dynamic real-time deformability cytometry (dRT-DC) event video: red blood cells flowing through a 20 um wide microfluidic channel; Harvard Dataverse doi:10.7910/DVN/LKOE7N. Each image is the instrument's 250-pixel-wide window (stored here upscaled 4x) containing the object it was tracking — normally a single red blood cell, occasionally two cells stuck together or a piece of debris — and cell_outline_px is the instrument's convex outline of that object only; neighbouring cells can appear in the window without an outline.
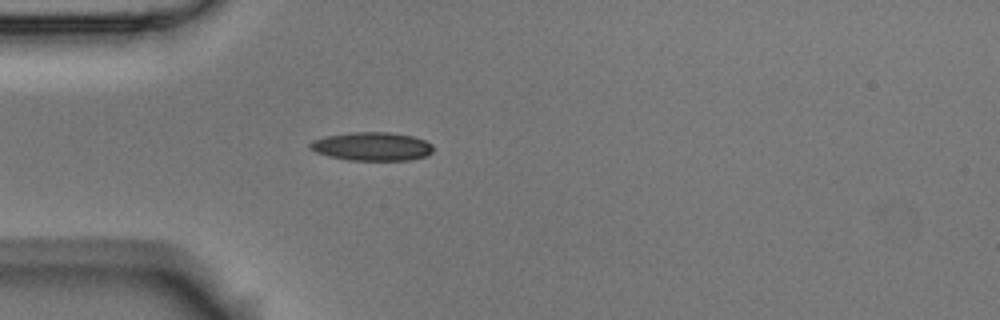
{"species": "Egyptian fruit bat (a non-hibernating species)", "species_latin": "Rousettus aegyptiacus", "temperature_condition": "room temperature", "stored_images_in_passage": 42, "camera_frame_rate_fps": 3000, "um_per_image_px": 0.085, "animal": {"sex": "male"}, "frame": {"image": 1, "passage_image": 1, "time_ms": 0.0, "image_size_px": [1000, 320], "cell_outline_px": [[432, 152], [428, 156], [408, 160], [348, 160], [328, 156], [316, 152], [308, 148], [308, 144], [312, 140], [324, 136], [352, 132], [392, 132], [412, 136], [424, 140], [432, 144]], "centroid_in_image_um": [31.59, 12.44], "position_along_channel_um": 53.4, "area_um2": 20.63}}
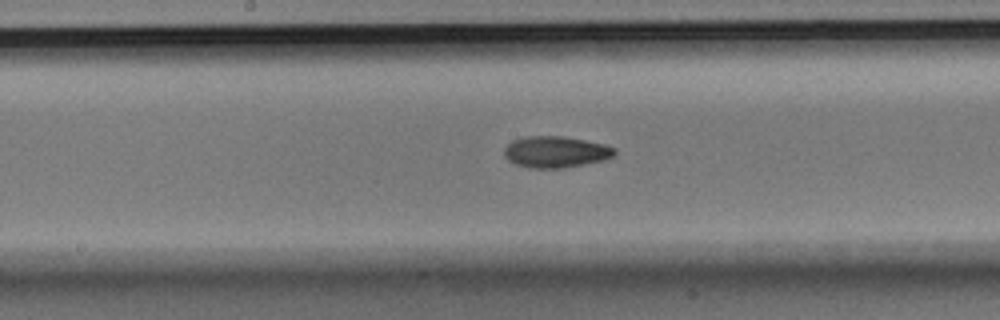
{"frame": {"image": 2, "passage_image": 14, "time_ms": 4.333, "image_size_px": [1000, 320], "cell_outline_px": [[616, 152], [612, 156], [604, 160], [564, 168], [528, 168], [516, 164], [508, 160], [504, 156], [504, 148], [512, 140], [524, 136], [564, 136], [604, 144], [616, 148]], "centroid_in_image_um": [47.21, 12.91], "position_along_channel_um": 201.0, "area_um2": 20.29}}
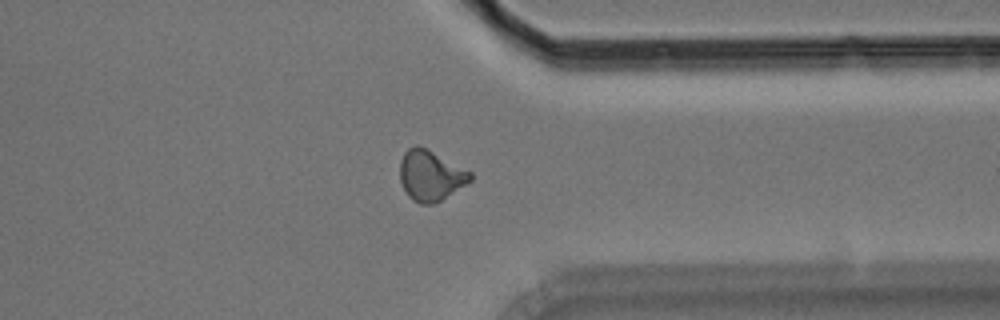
{"frame": {"image": 3, "passage_image": 29, "time_ms": 9.333, "image_size_px": [1000, 320], "cell_outline_px": [[472, 180], [440, 200], [432, 204], [420, 204], [412, 200], [408, 196], [400, 180], [400, 160], [404, 152], [408, 148], [416, 144], [428, 148], [472, 172]], "centroid_in_image_um": [36.58, 14.89], "position_along_channel_um": 374.8, "area_um2": 20.75}, "authors_computed_cell_mechanics": {"area_um2": 19.7676, "velocity_mm_per_s": 3.5518, "shape_relaxation_time_tau1_ms": 3.255, "shape_relaxation_time_tau2_ms": 3.8744, "deformation_change_tau1": 0.1341, "deformation_change_tau2": 0.0993}}